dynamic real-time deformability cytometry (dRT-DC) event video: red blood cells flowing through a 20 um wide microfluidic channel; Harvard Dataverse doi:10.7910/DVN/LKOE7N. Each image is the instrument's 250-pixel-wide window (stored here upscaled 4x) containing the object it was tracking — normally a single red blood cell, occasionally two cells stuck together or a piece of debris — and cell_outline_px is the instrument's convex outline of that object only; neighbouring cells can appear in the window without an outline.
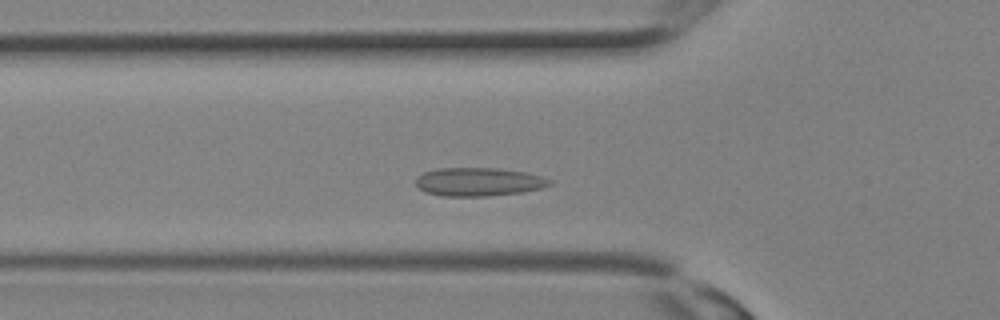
{"species": "Egyptian fruit bat (a non-hibernating species)", "species_latin": "Rousettus aegyptiacus", "temperature_condition": "room temperature", "stored_images_in_passage": 10, "camera_frame_rate_fps": 3000, "um_per_image_px": 0.085, "animal": {"sex": "female"}, "frame": {"image": 1, "passage_image": 6, "time_ms": 1.667, "image_size_px": [1000, 320], "cell_outline_px": [[552, 184], [540, 188], [520, 192], [484, 196], [444, 196], [424, 192], [416, 184], [416, 176], [424, 172], [440, 168], [496, 168], [524, 172], [540, 176], [552, 180]], "centroid_in_image_um": [40.65, 15.45], "position_along_channel_um": 85.2, "area_um2": 21.96}}
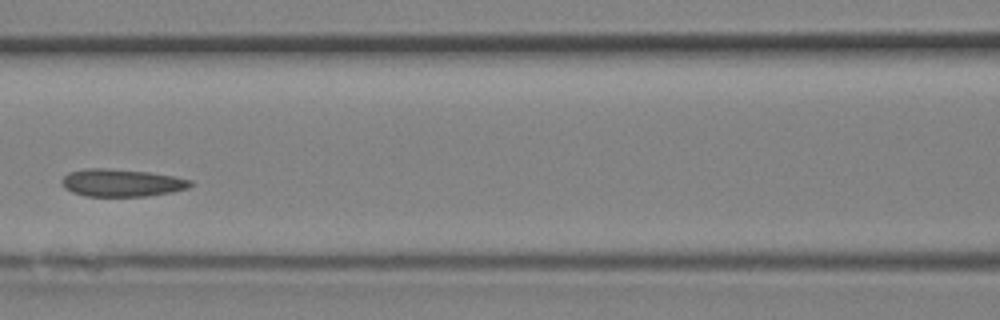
{"frame": {"image": 2, "passage_image": 9, "time_ms": 2.667, "image_size_px": [1000, 320], "cell_outline_px": [[192, 184], [188, 188], [172, 192], [148, 196], [84, 196], [72, 192], [64, 188], [60, 180], [68, 172], [84, 168], [104, 168], [148, 172], [172, 176], [192, 180]], "centroid_in_image_um": [10.3, 15.54], "position_along_channel_um": 156.3, "area_um2": 20.69}}